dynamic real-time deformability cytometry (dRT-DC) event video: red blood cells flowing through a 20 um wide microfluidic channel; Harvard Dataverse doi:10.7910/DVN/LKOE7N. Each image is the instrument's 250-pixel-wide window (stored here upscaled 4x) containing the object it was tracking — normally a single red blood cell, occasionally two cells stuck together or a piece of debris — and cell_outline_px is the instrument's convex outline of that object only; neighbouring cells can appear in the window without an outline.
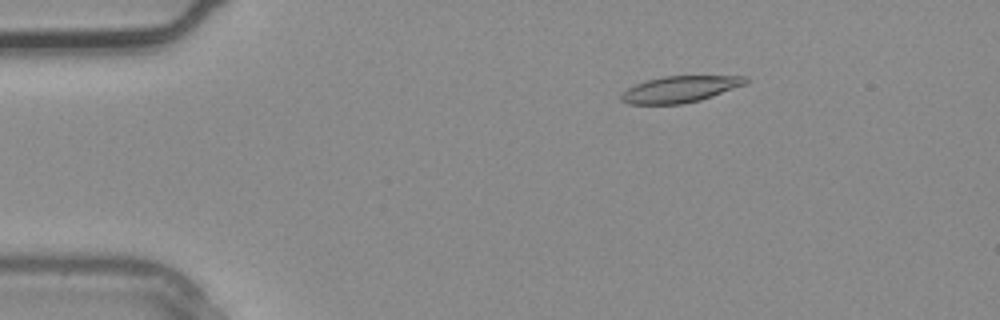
{"species": "common noctule bat (a hibernating species)", "species_latin": "Nyctalus noctula", "temperature_condition": "warm", "stored_images_in_passage": 3, "camera_frame_rate_fps": 3000, "um_per_image_px": 0.085, "animal": {"sex": "male", "body_mass_g": 20.4}, "frame": {"image": 1, "passage_image": 2, "time_ms": 0.333, "image_size_px": [1000, 320], "cell_outline_px": [[748, 84], [700, 100], [684, 104], [628, 104], [620, 100], [620, 96], [628, 88], [644, 80], [664, 76], [748, 76]], "centroid_in_image_um": [57.82, 7.58], "position_along_channel_um": 27.2, "area_um2": 19.25}}